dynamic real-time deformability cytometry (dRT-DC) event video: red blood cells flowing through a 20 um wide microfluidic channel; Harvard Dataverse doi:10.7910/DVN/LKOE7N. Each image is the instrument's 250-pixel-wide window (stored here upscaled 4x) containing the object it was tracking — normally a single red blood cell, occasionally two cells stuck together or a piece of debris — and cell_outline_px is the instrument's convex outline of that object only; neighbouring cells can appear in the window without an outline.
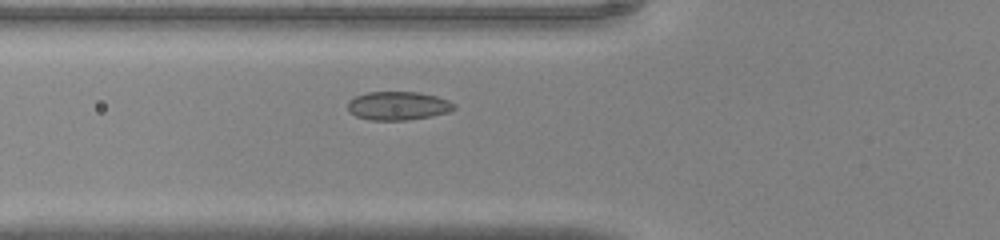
{"species": "common noctule bat (a hibernating species)", "species_latin": "Nyctalus noctula", "temperature_condition": "warm", "stored_images_in_passage": 30, "camera_frame_rate_fps": 3000, "um_per_image_px": 0.085, "animal": {"sex": "male", "body_mass_g": 20.0, "forearm_length_mm": 53.3}, "frame": {"image": 1, "passage_image": 2, "time_ms": 0.333, "image_size_px": [1000, 240], "cell_outline_px": [[456, 108], [448, 112], [432, 116], [408, 120], [368, 120], [356, 116], [348, 112], [348, 100], [356, 96], [368, 92], [420, 92], [436, 96], [448, 100], [456, 104]], "centroid_in_image_um": [33.83, 8.99], "position_along_channel_um": 92.0, "area_um2": 17.86}}
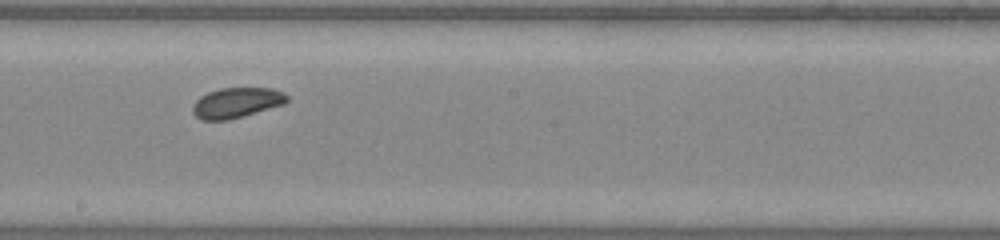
{"frame": {"image": 2, "passage_image": 11, "time_ms": 3.333, "image_size_px": [1000, 240], "cell_outline_px": [[288, 100], [284, 104], [228, 120], [200, 120], [192, 112], [192, 104], [200, 96], [208, 92], [220, 88], [272, 88], [284, 92], [288, 96]], "centroid_in_image_um": [20.08, 8.72], "position_along_channel_um": 228.1, "area_um2": 16.65}}
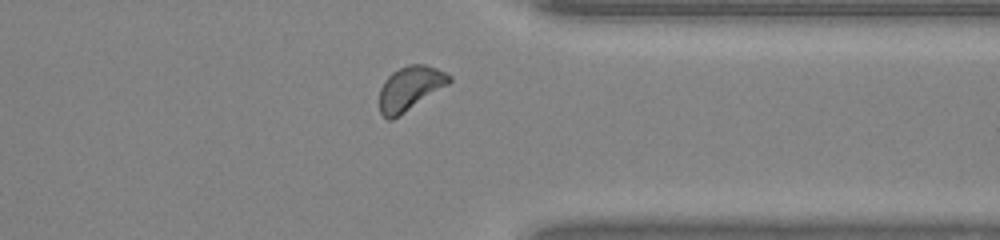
{"frame": {"image": 3, "passage_image": 21, "time_ms": 6.667, "image_size_px": [1000, 240], "cell_outline_px": [[452, 80], [448, 84], [392, 120], [388, 120], [380, 112], [380, 88], [384, 80], [392, 72], [408, 64], [424, 64], [436, 68], [452, 76]], "centroid_in_image_um": [34.84, 7.49], "position_along_channel_um": 376.6, "area_um2": 17.69}}